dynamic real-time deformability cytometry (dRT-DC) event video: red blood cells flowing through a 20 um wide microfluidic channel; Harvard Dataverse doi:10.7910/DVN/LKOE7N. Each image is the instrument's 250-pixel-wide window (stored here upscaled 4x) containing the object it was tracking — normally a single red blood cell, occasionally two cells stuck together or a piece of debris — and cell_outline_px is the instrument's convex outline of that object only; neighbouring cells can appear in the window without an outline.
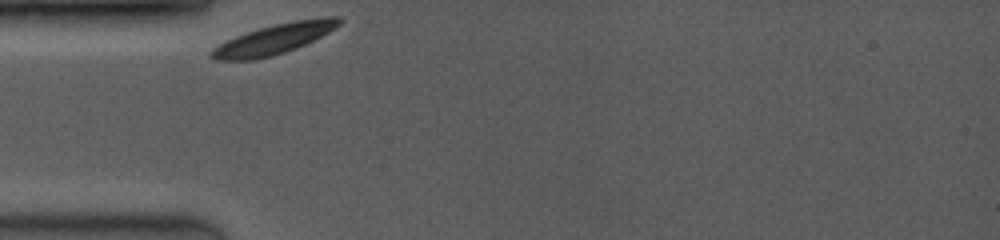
{"species": "common noctule bat (a hibernating species)", "species_latin": "Nyctalus noctula", "temperature_condition": "room temperature", "stored_images_in_passage": 7, "camera_frame_rate_fps": 3500, "um_per_image_px": 0.085, "animal": {"sex": "female", "body_mass_g": 19.0, "forearm_length_mm": 53.3}, "frame": {"image": 1, "passage_image": 1, "time_ms": 0.0, "image_size_px": [1000, 240], "cell_outline_px": [[344, 20], [340, 24], [328, 32], [296, 48], [272, 56], [252, 60], [216, 60], [208, 56], [208, 52], [212, 48], [236, 36], [260, 28], [276, 24], [296, 20], [324, 16], [340, 16]], "centroid_in_image_um": [23.29, 3.32], "position_along_channel_um": 61.7, "area_um2": 22.2}}
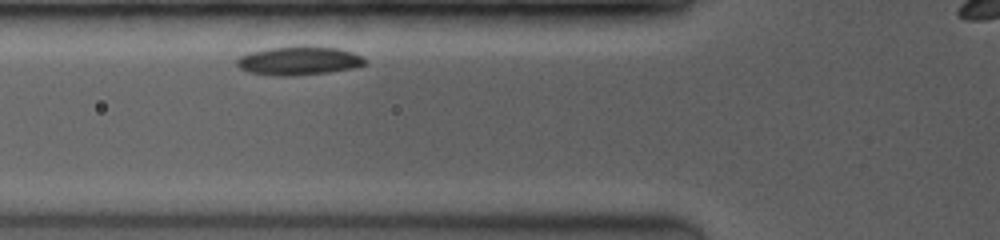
{"frame": {"image": 2, "passage_image": 4, "time_ms": 1.143, "image_size_px": [1000, 240], "cell_outline_px": [[368, 64], [352, 68], [328, 72], [292, 76], [272, 76], [248, 72], [240, 68], [236, 64], [236, 60], [240, 56], [248, 52], [268, 48], [304, 44], [336, 48], [352, 52], [368, 60]], "centroid_in_image_um": [25.39, 5.15], "position_along_channel_um": 100.4, "area_um2": 21.91}}
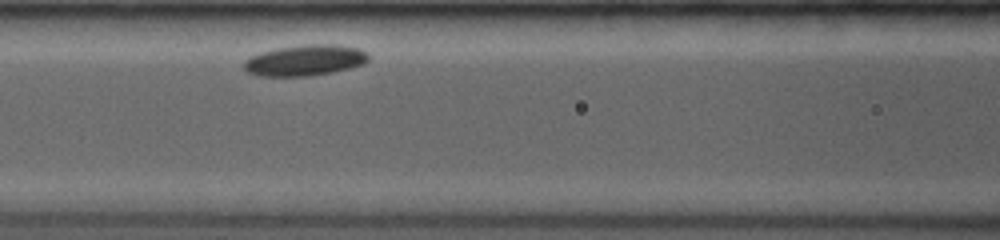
{"frame": {"image": 3, "passage_image": 7, "time_ms": 2.286, "image_size_px": [1000, 240], "cell_outline_px": [[368, 60], [364, 64], [332, 72], [312, 76], [260, 76], [248, 72], [244, 68], [244, 60], [248, 56], [260, 52], [276, 48], [304, 44], [336, 44], [360, 48], [368, 56]], "centroid_in_image_um": [25.89, 5.12], "position_along_channel_um": 140.7, "area_um2": 22.6}}